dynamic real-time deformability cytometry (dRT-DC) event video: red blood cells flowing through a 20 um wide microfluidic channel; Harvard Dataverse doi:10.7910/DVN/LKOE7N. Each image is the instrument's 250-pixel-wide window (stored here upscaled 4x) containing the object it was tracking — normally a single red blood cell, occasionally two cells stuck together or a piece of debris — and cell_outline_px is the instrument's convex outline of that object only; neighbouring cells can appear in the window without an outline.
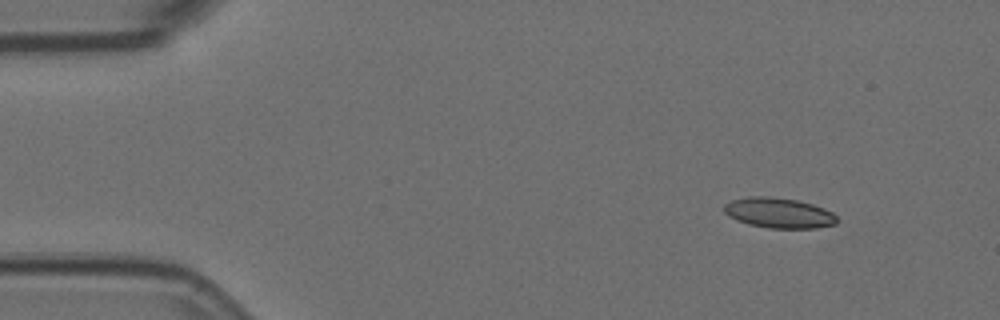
{"species": "Egyptian fruit bat (a non-hibernating species)", "species_latin": "Rousettus aegyptiacus", "temperature_condition": "room temperature", "stored_images_in_passage": 5, "camera_frame_rate_fps": 3000, "um_per_image_px": 0.085, "animal": {"sex": "female"}, "frame": {"image": 1, "passage_image": 1, "time_ms": 0.0, "image_size_px": [1000, 320], "cell_outline_px": [[836, 224], [816, 228], [768, 228], [748, 224], [736, 220], [728, 216], [724, 212], [724, 204], [732, 200], [748, 196], [768, 196], [796, 200], [812, 204], [824, 208], [832, 212], [836, 216]], "centroid_in_image_um": [66.17, 18.1], "position_along_channel_um": 18.8, "area_um2": 19.94}}
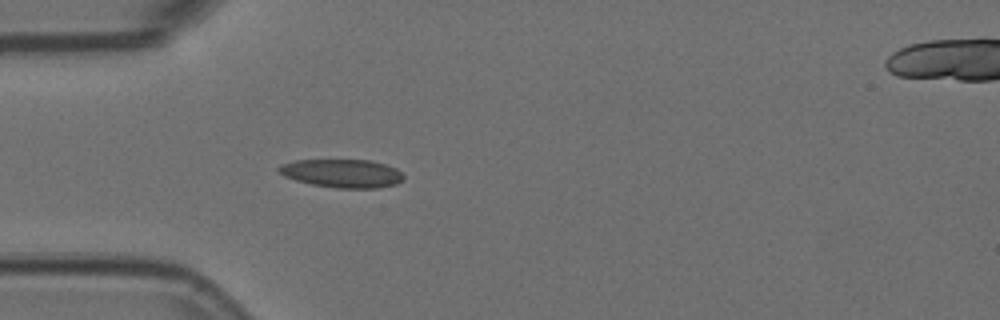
{"frame": {"image": 2, "passage_image": 4, "time_ms": 1.0, "image_size_px": [1000, 320], "cell_outline_px": [[404, 176], [396, 184], [376, 188], [336, 188], [312, 184], [296, 180], [284, 176], [276, 172], [276, 168], [280, 164], [296, 160], [372, 160], [396, 168]], "centroid_in_image_um": [29.03, 14.73], "position_along_channel_um": 56.0, "area_um2": 20.63}}